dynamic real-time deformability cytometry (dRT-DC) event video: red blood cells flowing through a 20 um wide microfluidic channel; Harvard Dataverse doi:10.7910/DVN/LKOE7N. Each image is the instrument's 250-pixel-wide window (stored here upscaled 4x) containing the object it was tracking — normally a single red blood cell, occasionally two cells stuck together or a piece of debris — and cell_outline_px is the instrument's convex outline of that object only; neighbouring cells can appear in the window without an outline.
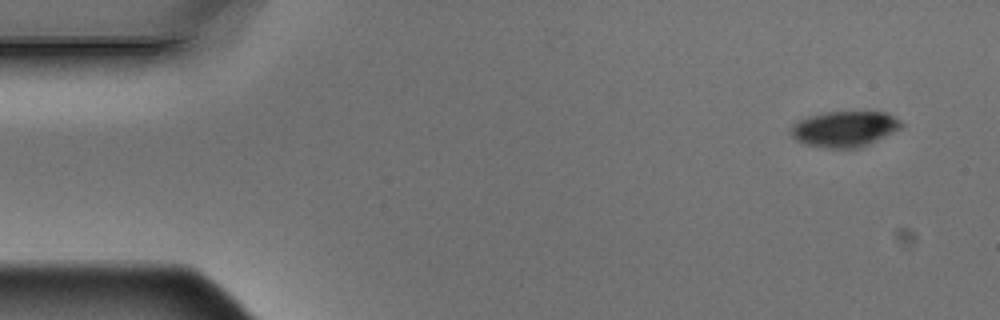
{"species": "Egyptian fruit bat (a non-hibernating species)", "species_latin": "Rousettus aegyptiacus", "temperature_condition": "warm", "stored_images_in_passage": 4, "camera_frame_rate_fps": 3000, "um_per_image_px": 0.085, "animal": {"sex": "male"}, "frame": {"image": 1, "passage_image": 1, "time_ms": 0.0, "image_size_px": [1000, 320], "cell_outline_px": [[904, 124], [900, 128], [860, 148], [820, 148], [804, 144], [796, 140], [792, 136], [792, 128], [800, 120], [808, 116], [824, 112], [888, 112], [896, 116]], "centroid_in_image_um": [71.8, 10.96], "position_along_channel_um": 13.2, "area_um2": 22.89}}
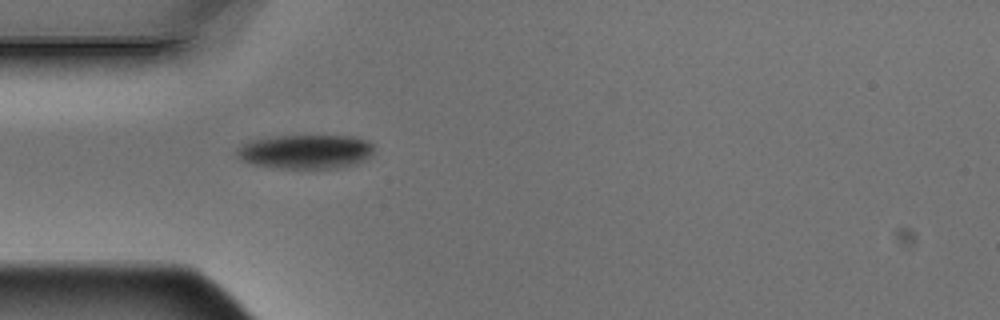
{"frame": {"image": 2, "passage_image": 4, "time_ms": 1.0, "image_size_px": [1000, 320], "cell_outline_px": [[376, 152], [368, 160], [356, 164], [336, 168], [280, 168], [252, 164], [240, 160], [236, 156], [236, 148], [252, 140], [276, 136], [356, 136], [368, 140], [372, 144]], "centroid_in_image_um": [26.04, 12.89], "position_along_channel_um": 59.0, "area_um2": 27.69}}